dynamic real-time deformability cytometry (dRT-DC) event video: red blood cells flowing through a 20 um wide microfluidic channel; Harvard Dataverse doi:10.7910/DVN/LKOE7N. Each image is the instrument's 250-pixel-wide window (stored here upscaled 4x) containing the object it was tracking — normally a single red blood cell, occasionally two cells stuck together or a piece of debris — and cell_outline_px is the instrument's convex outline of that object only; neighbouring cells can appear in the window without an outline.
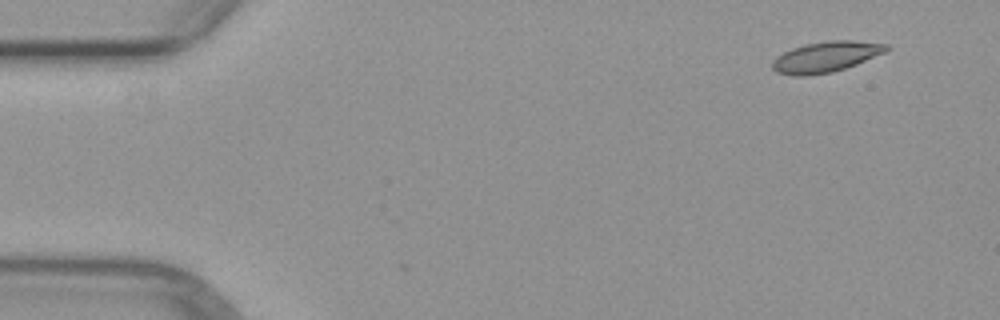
{"species": "common noctule bat (a hibernating species)", "species_latin": "Nyctalus noctula", "temperature_condition": "warm", "stored_images_in_passage": 4, "camera_frame_rate_fps": 3000, "um_per_image_px": 0.085, "animal": {"sex": "female", "body_mass_g": 29.2, "forearm_length_mm": 56.3}, "frame": {"image": 1, "passage_image": 1, "time_ms": 0.0, "image_size_px": [1000, 320], "cell_outline_px": [[888, 48], [884, 52], [856, 64], [832, 72], [804, 76], [792, 76], [776, 72], [772, 68], [772, 60], [776, 56], [792, 48], [804, 44], [828, 40], [852, 40], [888, 44]], "centroid_in_image_um": [70.14, 4.83], "position_along_channel_um": 14.9, "area_um2": 20.29}}
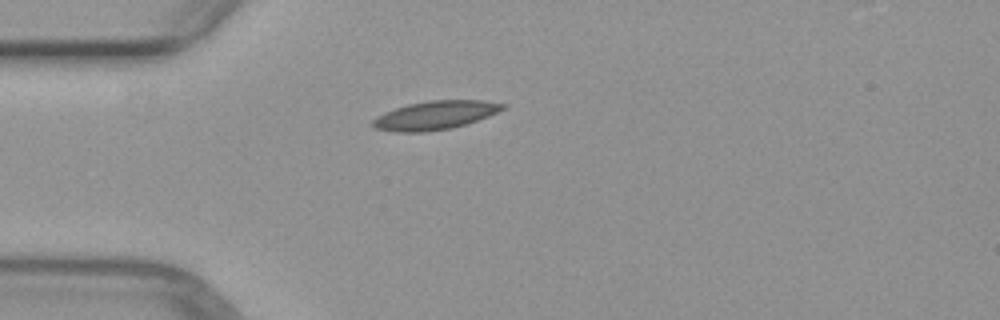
{"frame": {"image": 2, "passage_image": 4, "time_ms": 3.333, "image_size_px": [1000, 320], "cell_outline_px": [[508, 108], [488, 116], [452, 128], [428, 132], [392, 132], [376, 128], [372, 124], [372, 120], [376, 116], [384, 112], [408, 104], [428, 100], [484, 100], [508, 104]], "centroid_in_image_um": [37.01, 9.79], "position_along_channel_um": 48.0, "area_um2": 21.85}}